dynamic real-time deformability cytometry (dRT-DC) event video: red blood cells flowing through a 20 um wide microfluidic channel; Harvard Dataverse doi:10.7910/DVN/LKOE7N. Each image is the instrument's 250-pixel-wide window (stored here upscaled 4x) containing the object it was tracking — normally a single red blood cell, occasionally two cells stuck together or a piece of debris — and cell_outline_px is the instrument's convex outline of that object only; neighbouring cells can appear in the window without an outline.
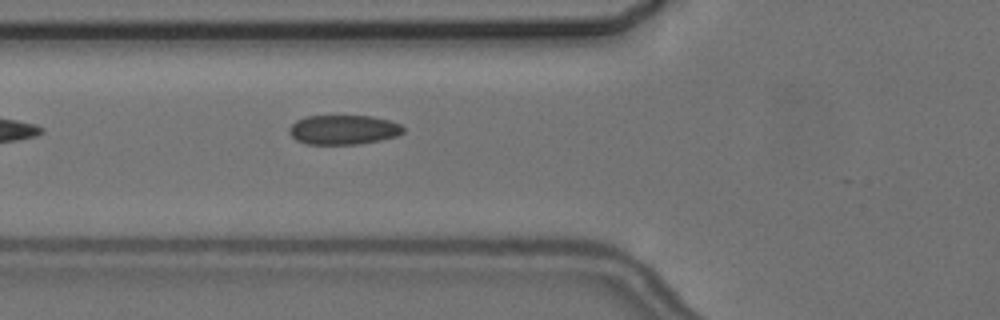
{"species": "common noctule bat (a hibernating species)", "species_latin": "Nyctalus noctula", "temperature_condition": "cold", "stored_images_in_passage": 4, "camera_frame_rate_fps": 3000, "um_per_image_px": 0.085, "animal": {"sex": "female", "body_mass_g": 24.6, "forearm_length_mm": 56.2}, "frame": {"image": 1, "passage_image": 4, "time_ms": 3.667, "image_size_px": [1000, 320], "cell_outline_px": [[404, 132], [396, 136], [380, 140], [360, 144], [308, 144], [296, 140], [288, 132], [288, 128], [296, 120], [304, 116], [372, 116], [388, 120], [400, 124], [404, 128]], "centroid_in_image_um": [29.17, 11.02], "position_along_channel_um": 96.6, "area_um2": 19.65}}